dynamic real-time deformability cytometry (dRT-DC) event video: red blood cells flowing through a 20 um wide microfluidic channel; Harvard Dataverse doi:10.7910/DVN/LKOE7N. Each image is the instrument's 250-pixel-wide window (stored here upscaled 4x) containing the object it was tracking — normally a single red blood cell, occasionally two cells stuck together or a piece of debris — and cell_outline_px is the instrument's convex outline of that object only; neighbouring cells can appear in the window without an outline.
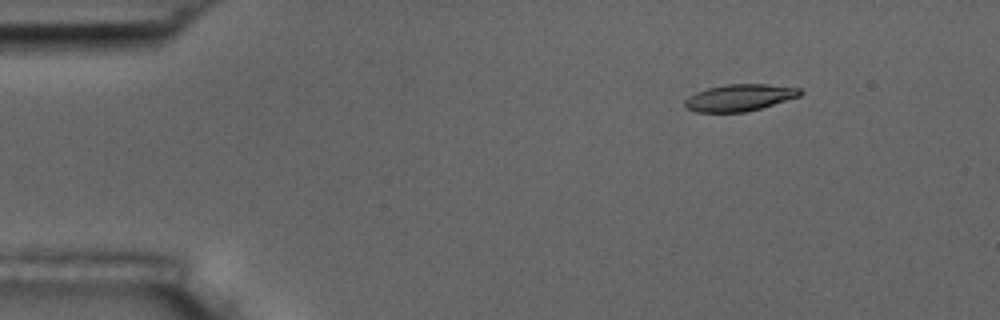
{"species": "common noctule bat (a hibernating species)", "species_latin": "Nyctalus noctula", "temperature_condition": "room temperature", "stored_images_in_passage": 49, "camera_frame_rate_fps": 3000, "um_per_image_px": 0.085, "animal": {"sex": "male", "body_mass_g": 17.5, "forearm_length_mm": 52.3}, "frame": {"image": 1, "passage_image": 1, "time_ms": 0.0, "image_size_px": [1000, 320], "cell_outline_px": [[804, 92], [800, 96], [760, 108], [744, 112], [696, 112], [684, 108], [684, 100], [688, 96], [696, 92], [708, 88], [728, 84], [768, 84], [800, 88]], "centroid_in_image_um": [62.84, 8.3], "position_along_channel_um": 22.2, "area_um2": 18.03}}
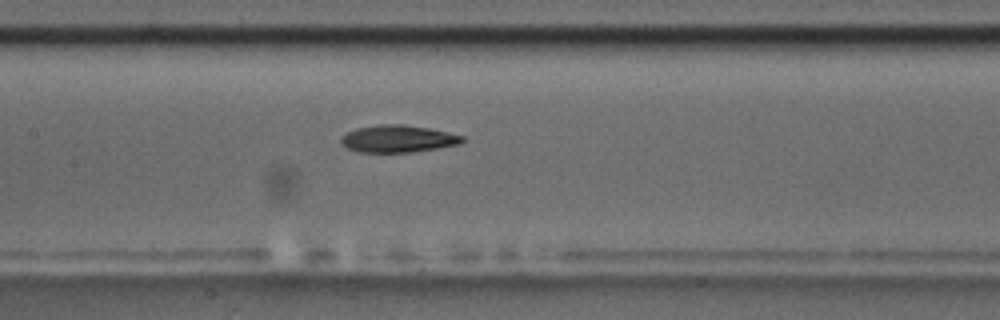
{"frame": {"image": 2, "passage_image": 20, "time_ms": 6.333, "image_size_px": [1000, 320], "cell_outline_px": [[464, 140], [460, 144], [412, 152], [360, 152], [344, 148], [340, 144], [340, 136], [356, 128], [380, 124], [404, 124], [428, 128], [448, 132], [464, 136]], "centroid_in_image_um": [33.77, 11.79], "position_along_channel_um": 173.6, "area_um2": 19.36}}
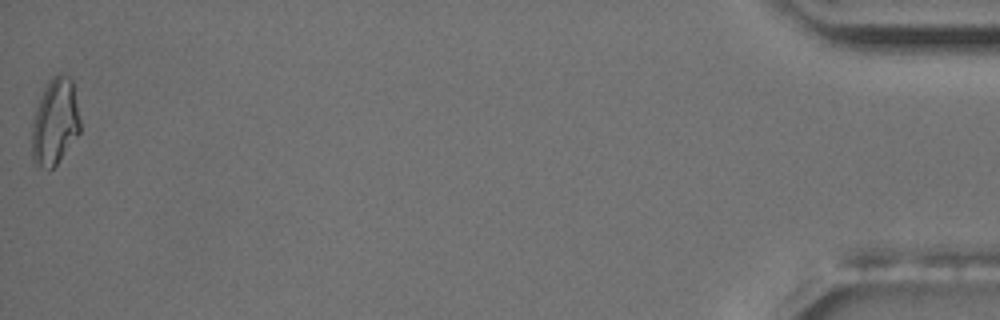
{"frame": {"image": 3, "passage_image": 49, "time_ms": 16.0, "image_size_px": [1000, 320], "cell_outline_px": [[80, 132], [56, 164], [52, 168], [48, 168], [36, 164], [32, 160], [32, 120], [36, 108], [44, 88], [48, 80], [52, 76], [60, 72], [68, 76], [72, 80], [80, 120]], "centroid_in_image_um": [4.66, 10.32], "position_along_channel_um": 430.5, "area_um2": 24.16}, "authors_computed_cell_mechanics": {"area_um2": 19.4208, "velocity_mm_per_s": 3.6462, "shape_relaxation_time_tau1_ms": 7.2586, "shape_relaxation_time_tau2_ms": 4.5182, "deformation_change_tau1": 0.1959, "deformation_change_tau2": 0.1278}}